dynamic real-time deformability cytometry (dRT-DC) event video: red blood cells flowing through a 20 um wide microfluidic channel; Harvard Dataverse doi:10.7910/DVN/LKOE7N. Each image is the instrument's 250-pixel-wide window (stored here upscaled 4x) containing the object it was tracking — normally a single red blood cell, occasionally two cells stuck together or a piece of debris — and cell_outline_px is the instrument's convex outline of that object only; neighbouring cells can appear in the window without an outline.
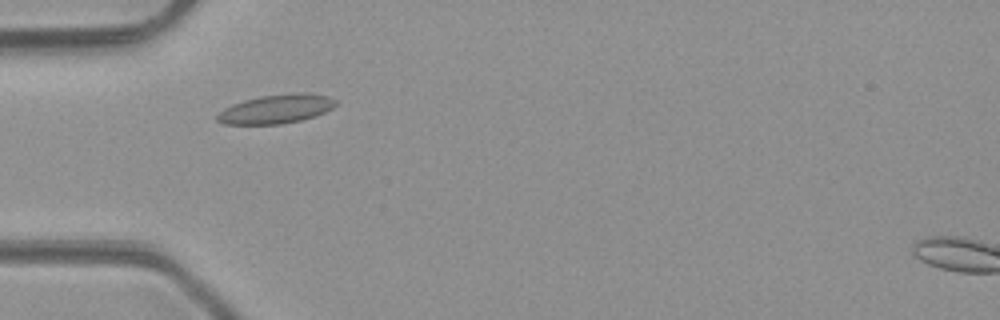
{"species": "common noctule bat (a hibernating species)", "species_latin": "Nyctalus noctula", "temperature_condition": "room temperature", "stored_images_in_passage": 1, "camera_frame_rate_fps": 3000, "um_per_image_px": 0.085, "animal": {"sex": "male", "body_mass_g": 23.1, "forearm_length_mm": 52.7}, "frame": {"image": 1, "passage_image": 1, "time_ms": 0.0, "image_size_px": [1000, 320], "cell_outline_px": [[336, 104], [332, 108], [324, 112], [300, 120], [280, 124], [224, 124], [216, 120], [216, 116], [224, 108], [232, 104], [244, 100], [260, 96], [292, 92], [308, 92], [328, 96], [336, 100]], "centroid_in_image_um": [23.46, 9.24], "position_along_channel_um": 61.5, "area_um2": 20.0}}